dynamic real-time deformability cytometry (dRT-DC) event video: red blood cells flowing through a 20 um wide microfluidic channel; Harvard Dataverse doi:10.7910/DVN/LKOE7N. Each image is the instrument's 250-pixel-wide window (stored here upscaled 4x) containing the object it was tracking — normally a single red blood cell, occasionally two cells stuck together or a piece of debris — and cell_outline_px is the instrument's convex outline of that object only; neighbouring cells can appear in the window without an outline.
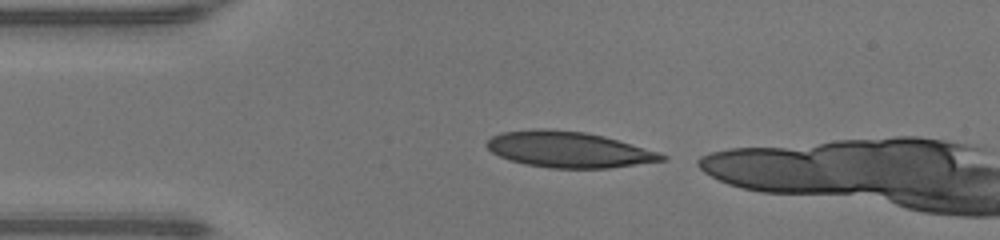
{"species": "human", "species_latin": "Homo sapiens", "temperature_condition": "warm", "stored_images_in_passage": 5, "camera_frame_rate_fps": 3000, "um_per_image_px": 0.085, "donor": {"sex": "male"}, "frame": {"image": 1, "passage_image": 1, "time_ms": 0.0, "image_size_px": [1000, 240], "cell_outline_px": [[668, 160], [608, 168], [548, 168], [524, 164], [500, 156], [492, 152], [484, 144], [492, 136], [500, 132], [536, 128], [548, 128], [584, 132], [604, 136], [660, 152], [668, 156]], "centroid_in_image_um": [48.34, 12.7], "position_along_channel_um": 36.7, "area_um2": 36.82}}